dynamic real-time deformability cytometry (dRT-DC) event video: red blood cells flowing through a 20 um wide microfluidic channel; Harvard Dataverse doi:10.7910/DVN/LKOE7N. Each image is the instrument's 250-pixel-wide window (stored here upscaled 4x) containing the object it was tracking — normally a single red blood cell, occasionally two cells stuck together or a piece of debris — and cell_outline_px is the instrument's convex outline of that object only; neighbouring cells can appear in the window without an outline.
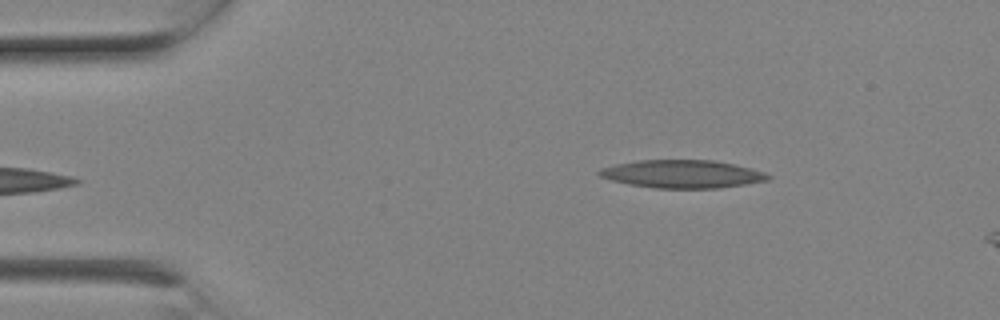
{"species": "Egyptian fruit bat (a non-hibernating species)", "species_latin": "Rousettus aegyptiacus", "temperature_condition": "room temperature", "stored_images_in_passage": 7, "segment_of_instrument_passage": [2, 2], "camera_frame_rate_fps": 3000, "um_per_image_px": 0.085, "animal": {"sex": "female"}, "frame": {"image": 1, "passage_image": 7, "time_ms": 2.0, "image_size_px": [1000, 320], "cell_outline_px": [[772, 176], [768, 180], [720, 188], [656, 188], [628, 184], [612, 180], [600, 176], [596, 172], [600, 168], [616, 164], [636, 160], [712, 160], [736, 164], [764, 172]], "centroid_in_image_um": [57.98, 14.78], "position_along_channel_um": 27.0, "area_um2": 27.51}}